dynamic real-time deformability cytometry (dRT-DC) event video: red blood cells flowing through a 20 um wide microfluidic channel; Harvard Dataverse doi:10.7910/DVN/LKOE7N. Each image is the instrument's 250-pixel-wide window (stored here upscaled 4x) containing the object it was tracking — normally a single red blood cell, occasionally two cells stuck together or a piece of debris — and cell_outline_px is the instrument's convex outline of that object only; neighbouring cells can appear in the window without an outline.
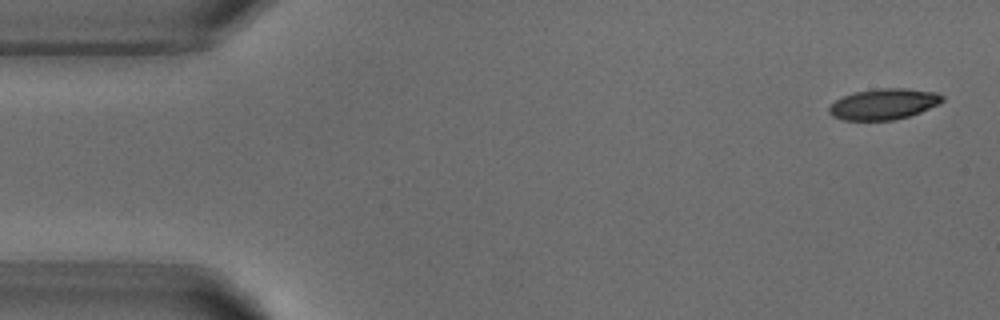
{"species": "common noctule bat (a hibernating species)", "species_latin": "Nyctalus noctula", "temperature_condition": "warm", "stored_images_in_passage": 4, "camera_frame_rate_fps": 3000, "um_per_image_px": 0.085, "animal": {"sex": "male", "body_mass_g": 18.8}, "frame": {"image": 1, "passage_image": 1, "time_ms": 0.0, "image_size_px": [1000, 320], "cell_outline_px": [[944, 100], [940, 104], [920, 112], [908, 116], [892, 120], [844, 120], [832, 116], [828, 112], [828, 108], [836, 100], [844, 96], [856, 92], [880, 88], [904, 88], [936, 92], [944, 96]], "centroid_in_image_um": [75.14, 8.84], "position_along_channel_um": 9.9, "area_um2": 20.29}}